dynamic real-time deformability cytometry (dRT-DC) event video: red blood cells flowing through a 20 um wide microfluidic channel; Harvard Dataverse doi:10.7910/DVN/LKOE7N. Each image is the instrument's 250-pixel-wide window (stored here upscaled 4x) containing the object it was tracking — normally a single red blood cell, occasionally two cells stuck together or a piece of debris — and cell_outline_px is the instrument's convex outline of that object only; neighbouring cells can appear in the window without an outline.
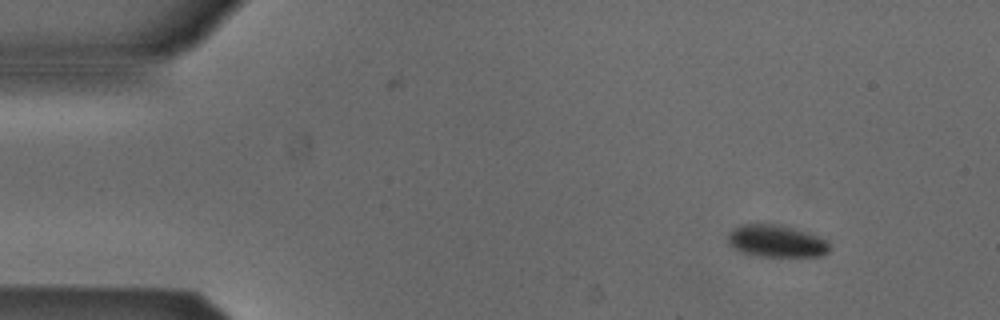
{"species": "Egyptian fruit bat (a non-hibernating species)", "species_latin": "Rousettus aegyptiacus", "temperature_condition": "cold", "stored_images_in_passage": 49, "camera_frame_rate_fps": 3000, "um_per_image_px": 0.085, "animal": {"sex": "male"}, "frame": {"image": 1, "passage_image": 1, "time_ms": 0.0, "image_size_px": [1000, 320], "cell_outline_px": [[828, 252], [824, 256], [756, 256], [740, 252], [732, 248], [728, 244], [728, 232], [744, 224], [772, 224], [820, 236], [828, 244]], "centroid_in_image_um": [65.94, 20.52], "position_along_channel_um": 19.1, "area_um2": 18.73}}
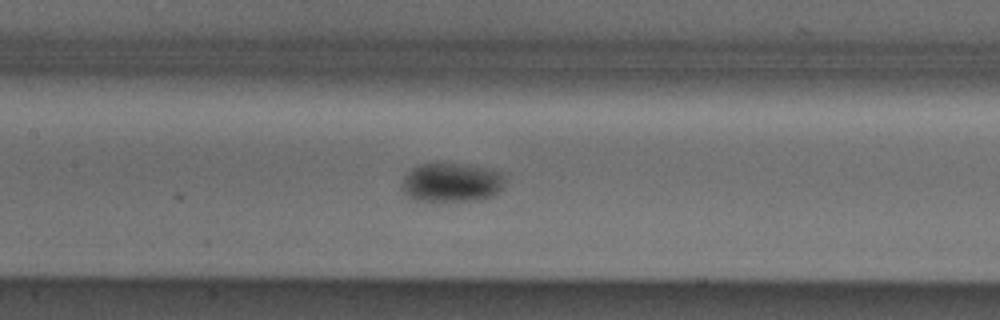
{"frame": {"image": 2, "passage_image": 20, "time_ms": 6.333, "image_size_px": [1000, 320], "cell_outline_px": [[504, 188], [496, 196], [476, 200], [412, 200], [400, 188], [400, 184], [404, 176], [416, 164], [444, 160], [468, 164], [504, 172]], "centroid_in_image_um": [38.38, 15.45], "position_along_channel_um": 169.0, "area_um2": 24.51}}
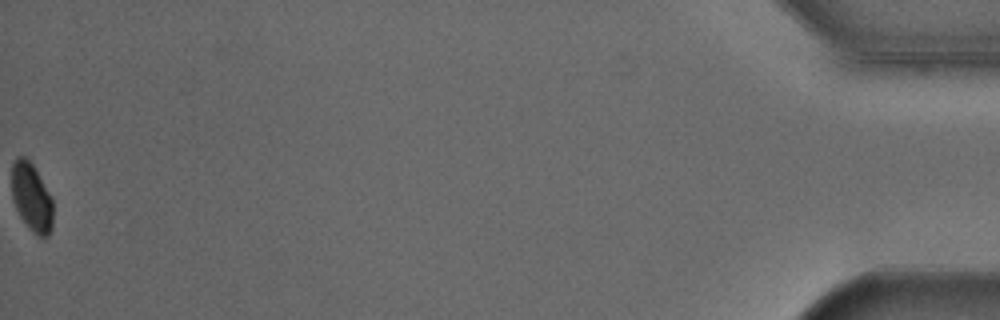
{"frame": {"image": 3, "passage_image": 49, "time_ms": 16.0, "image_size_px": [1000, 320], "cell_outline_px": [[52, 228], [48, 236], [36, 236], [28, 228], [20, 216], [12, 200], [12, 164], [16, 156], [24, 156], [32, 164], [52, 196]], "centroid_in_image_um": [2.68, 16.78], "position_along_channel_um": 432.5, "area_um2": 16.53}}